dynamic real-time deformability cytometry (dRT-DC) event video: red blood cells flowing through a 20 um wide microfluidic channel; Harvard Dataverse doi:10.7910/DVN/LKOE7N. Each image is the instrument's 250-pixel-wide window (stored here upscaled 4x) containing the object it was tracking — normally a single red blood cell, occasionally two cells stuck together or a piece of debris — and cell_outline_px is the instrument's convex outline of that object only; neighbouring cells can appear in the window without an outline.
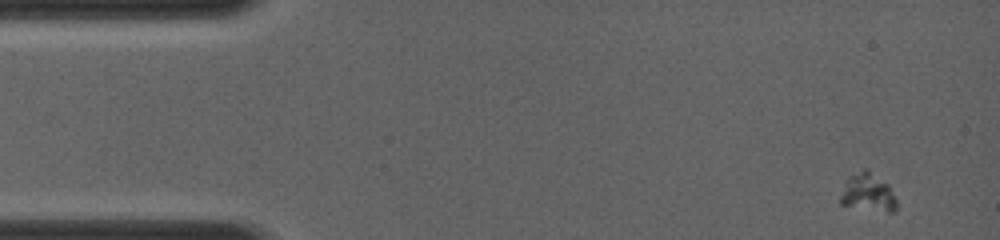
{"species": "common noctule bat (a hibernating species)", "species_latin": "Nyctalus noctula", "temperature_condition": "room temperature", "stored_images_in_passage": 16, "camera_frame_rate_fps": 4000, "um_per_image_px": 0.085, "animal": {"sex": "female", "body_mass_g": 19.0, "forearm_length_mm": 56.7}, "frame": {"image": 1, "passage_image": 1, "time_ms": 0.0, "image_size_px": [1000, 240], "cell_outline_px": [[896, 212], [888, 212], [840, 204], [840, 196], [848, 176], [864, 168], [868, 168], [888, 184], [896, 200]], "centroid_in_image_um": [73.78, 16.34], "position_along_channel_um": 11.2, "area_um2": 12.37}}
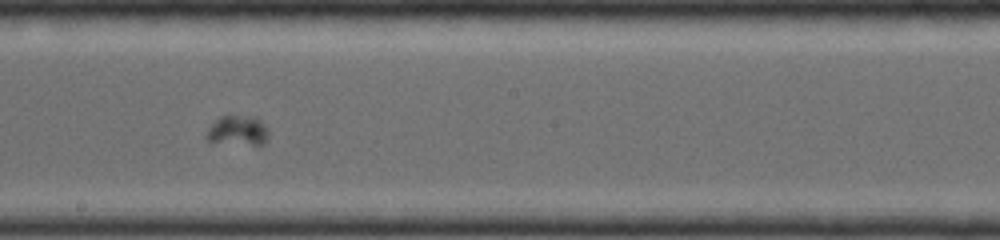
{"frame": {"image": 2, "passage_image": 12, "time_ms": 7.5, "image_size_px": [1000, 240], "cell_outline_px": [[268, 136], [264, 144], [208, 144], [204, 136], [208, 128], [220, 116], [256, 116], [268, 128]], "centroid_in_image_um": [20.15, 11.13], "position_along_channel_um": 228.1, "area_um2": 11.21}}
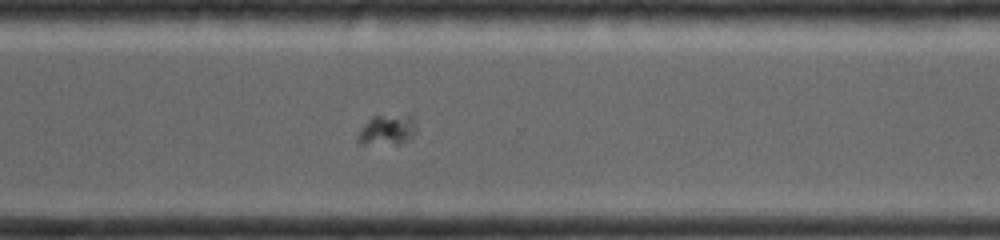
{"frame": {"image": 3, "passage_image": 16, "time_ms": 10.0, "image_size_px": [1000, 240], "cell_outline_px": [[416, 132], [408, 140], [400, 144], [360, 144], [356, 140], [356, 136], [364, 124], [372, 116], [412, 112], [416, 124]], "centroid_in_image_um": [32.95, 11.0], "position_along_channel_um": 337.6, "area_um2": 10.98}}